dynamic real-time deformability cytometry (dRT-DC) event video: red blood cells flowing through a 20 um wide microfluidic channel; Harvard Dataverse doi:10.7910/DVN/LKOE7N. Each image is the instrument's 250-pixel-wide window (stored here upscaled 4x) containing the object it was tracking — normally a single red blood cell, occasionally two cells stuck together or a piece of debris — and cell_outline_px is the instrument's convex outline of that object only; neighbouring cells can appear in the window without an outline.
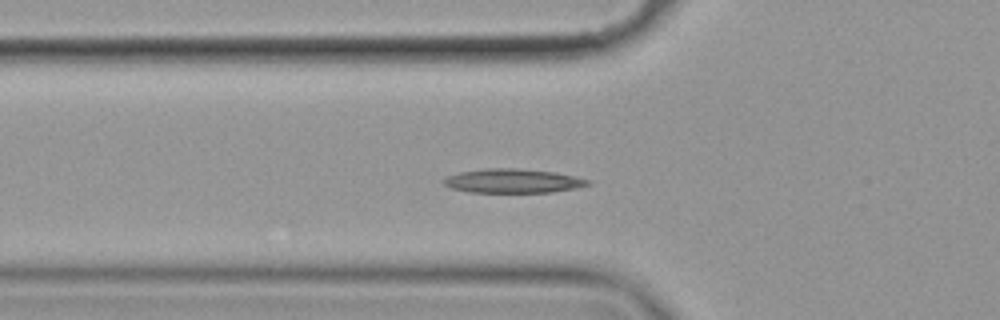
{"species": "common noctule bat (a hibernating species)", "species_latin": "Nyctalus noctula", "temperature_condition": "cold", "stored_images_in_passage": 58, "camera_frame_rate_fps": 3000, "um_per_image_px": 0.085, "animal": {"sex": "female", "body_mass_g": 19.9}, "frame": {"image": 1, "passage_image": 20, "time_ms": 6.333, "image_size_px": [1000, 320], "cell_outline_px": [[592, 184], [552, 192], [468, 192], [452, 188], [444, 184], [444, 180], [448, 176], [460, 172], [484, 168], [516, 168], [556, 172], [592, 180]], "centroid_in_image_um": [43.62, 15.37], "position_along_channel_um": 82.2, "area_um2": 20.11}}
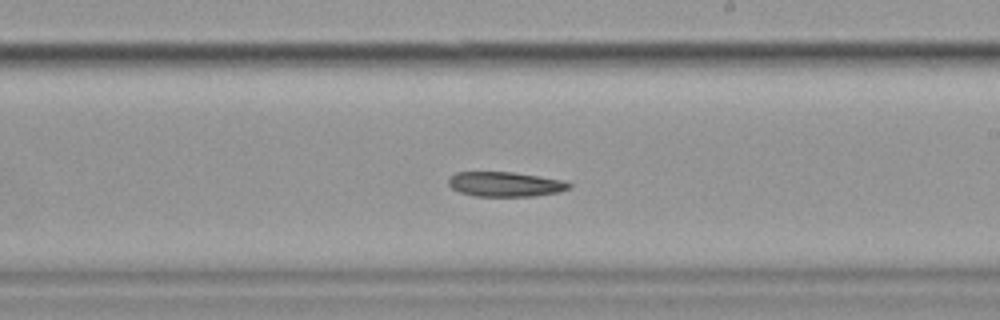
{"frame": {"image": 2, "passage_image": 34, "time_ms": 11.0, "image_size_px": [1000, 320], "cell_outline_px": [[572, 188], [560, 192], [536, 196], [476, 196], [460, 192], [452, 188], [448, 184], [448, 180], [456, 172], [512, 172], [540, 176], [564, 180], [572, 184]], "centroid_in_image_um": [43.01, 15.66], "position_along_channel_um": 246.0, "area_um2": 17.51}}
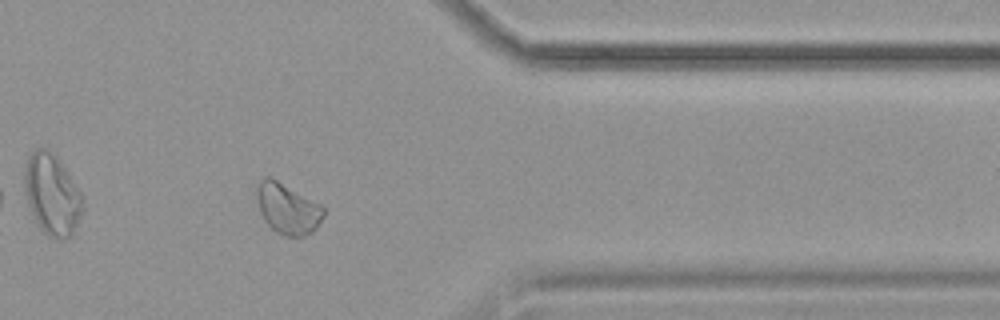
{"frame": {"image": 3, "passage_image": 47, "time_ms": 15.333, "image_size_px": [1000, 320], "cell_outline_px": [[324, 216], [320, 224], [312, 232], [304, 236], [284, 236], [276, 232], [264, 220], [260, 212], [256, 196], [256, 184], [264, 176], [268, 176], [276, 180], [320, 204], [324, 208]], "centroid_in_image_um": [24.43, 17.74], "position_along_channel_um": 387.0, "area_um2": 19.65}}